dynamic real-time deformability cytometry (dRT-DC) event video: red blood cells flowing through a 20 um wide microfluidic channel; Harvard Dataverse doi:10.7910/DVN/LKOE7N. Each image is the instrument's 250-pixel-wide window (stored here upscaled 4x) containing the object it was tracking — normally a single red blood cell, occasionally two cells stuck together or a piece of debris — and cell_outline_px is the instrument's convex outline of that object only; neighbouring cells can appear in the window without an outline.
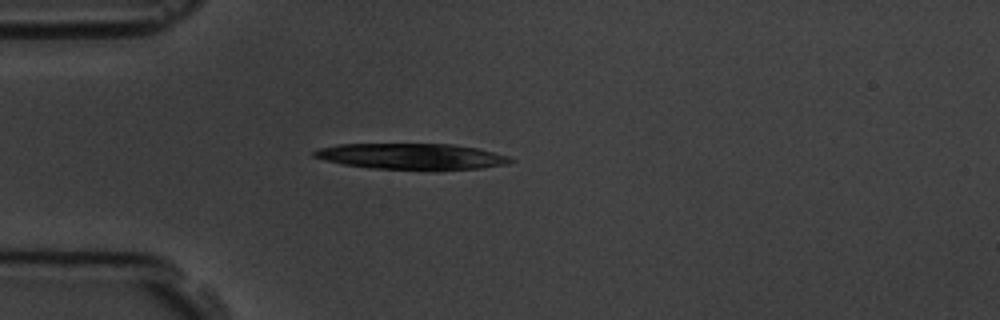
{"species": "common noctule bat (a hibernating species)", "species_latin": "Nyctalus noctula", "temperature_condition": "room temperature", "stored_images_in_passage": 1, "camera_frame_rate_fps": 3000, "um_per_image_px": 0.085, "animal": {"sex": "male", "body_mass_g": 19.5, "forearm_length_mm": 54.6}, "frame": {"image": 1, "passage_image": 1, "time_ms": 0.0, "image_size_px": [1000, 320], "cell_outline_px": [[516, 160], [508, 164], [480, 168], [372, 168], [344, 164], [324, 160], [312, 156], [312, 152], [316, 148], [340, 144], [452, 144], [476, 148], [508, 156]], "centroid_in_image_um": [34.93, 13.26], "position_along_channel_um": 50.1, "area_um2": 28.96}}